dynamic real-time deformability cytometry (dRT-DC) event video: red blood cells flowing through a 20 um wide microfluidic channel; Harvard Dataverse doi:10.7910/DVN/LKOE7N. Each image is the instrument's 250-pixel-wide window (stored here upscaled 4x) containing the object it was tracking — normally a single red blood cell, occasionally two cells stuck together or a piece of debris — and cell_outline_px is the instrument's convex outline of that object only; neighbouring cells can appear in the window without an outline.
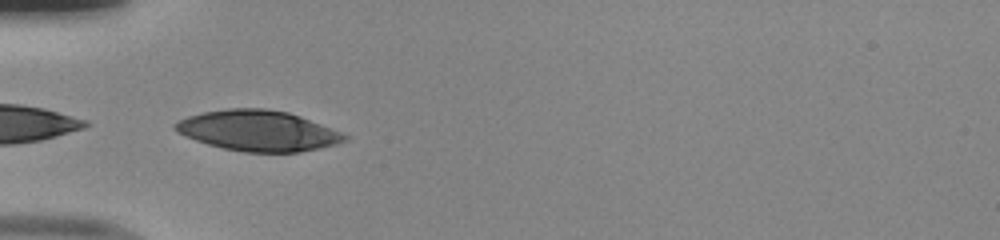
{"species": "human", "species_latin": "Homo sapiens", "temperature_condition": "room temperature", "stored_images_in_passage": 8, "camera_frame_rate_fps": 3000, "um_per_image_px": 0.085, "donor": {"sex": "male"}, "frame": {"image": 1, "passage_image": 1, "time_ms": 0.0, "image_size_px": [1000, 240], "cell_outline_px": [[348, 140], [336, 144], [300, 152], [244, 152], [224, 148], [208, 144], [196, 140], [176, 132], [172, 128], [172, 124], [188, 116], [204, 112], [228, 108], [268, 108], [288, 112], [300, 116], [340, 132], [348, 136]], "centroid_in_image_um": [21.91, 11.1], "position_along_channel_um": 63.1, "area_um2": 39.88}}
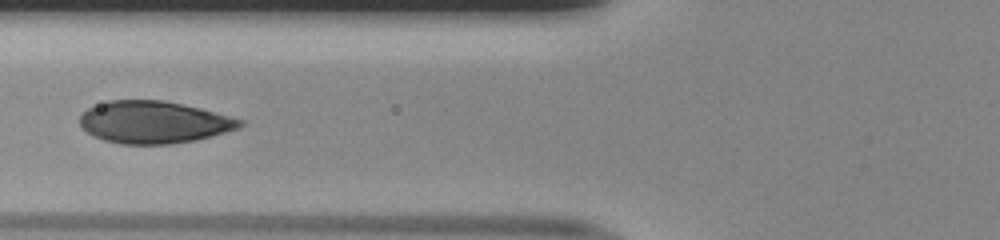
{"frame": {"image": 2, "passage_image": 5, "time_ms": 1.333, "image_size_px": [1000, 240], "cell_outline_px": [[244, 124], [240, 128], [212, 136], [196, 140], [168, 144], [120, 144], [104, 140], [80, 128], [80, 116], [88, 108], [108, 100], [164, 100], [200, 108], [244, 120]], "centroid_in_image_um": [13.08, 10.39], "position_along_channel_um": 112.7, "area_um2": 39.36}}